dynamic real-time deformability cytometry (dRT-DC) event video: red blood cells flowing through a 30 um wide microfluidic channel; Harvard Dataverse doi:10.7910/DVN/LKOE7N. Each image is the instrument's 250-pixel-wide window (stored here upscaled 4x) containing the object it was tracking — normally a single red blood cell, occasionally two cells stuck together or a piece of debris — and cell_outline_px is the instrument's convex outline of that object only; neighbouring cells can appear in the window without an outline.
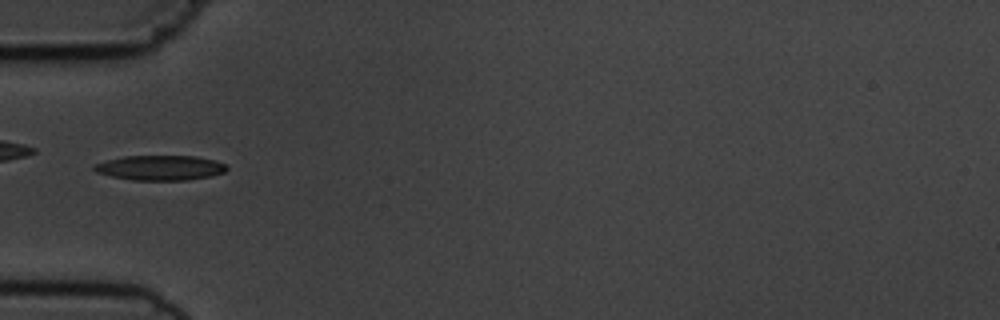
{"species": "common noctule bat (a hibernating species)", "species_latin": "Nyctalus noctula", "temperature_condition": "cold", "stored_images_in_passage": 5, "camera_frame_rate_fps": 3000, "um_per_image_px": 0.085, "animal": {"sex": "male", "body_mass_g": 19.5, "forearm_length_mm": 54.6}, "frame": {"image": 1, "passage_image": 5, "time_ms": 4.333, "image_size_px": [1000, 320], "cell_outline_px": [[228, 168], [224, 172], [212, 176], [188, 180], [132, 180], [112, 176], [96, 172], [92, 168], [96, 164], [108, 160], [124, 156], [196, 156], [216, 160], [228, 164]], "centroid_in_image_um": [13.68, 14.26], "position_along_channel_um": 71.3, "area_um2": 19.31}}